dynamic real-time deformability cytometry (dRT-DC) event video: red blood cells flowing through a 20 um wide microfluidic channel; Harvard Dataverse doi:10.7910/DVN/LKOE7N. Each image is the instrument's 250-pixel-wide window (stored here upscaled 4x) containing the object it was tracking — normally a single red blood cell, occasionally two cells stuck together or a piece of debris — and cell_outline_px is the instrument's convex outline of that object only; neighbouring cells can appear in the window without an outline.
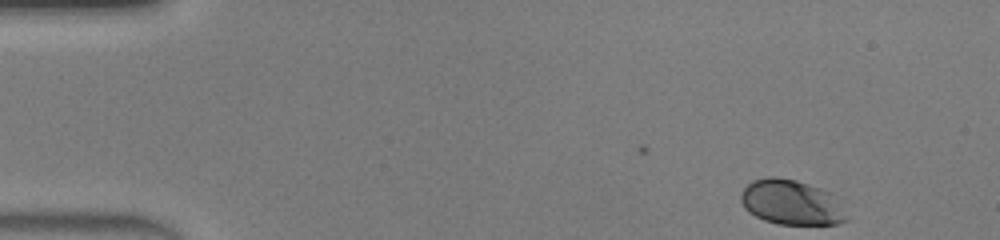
{"species": "human", "species_latin": "Homo sapiens", "temperature_condition": "warm", "stored_images_in_passage": 45, "camera_frame_rate_fps": 3000, "um_per_image_px": 0.085, "donor": {"sex": "male"}, "frame": {"image": 1, "passage_image": 1, "time_ms": 0.0, "image_size_px": [1000, 240], "cell_outline_px": [[848, 220], [836, 224], [776, 224], [764, 220], [748, 212], [744, 208], [740, 200], [740, 192], [752, 180], [768, 176], [776, 176], [796, 180], [820, 188], [824, 192]], "centroid_in_image_um": [67.09, 17.2], "position_along_channel_um": 17.9, "area_um2": 26.82}}
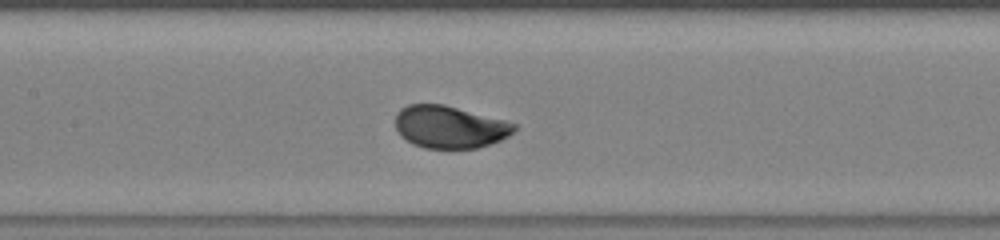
{"frame": {"image": 2, "passage_image": 20, "time_ms": 6.333, "image_size_px": [1000, 240], "cell_outline_px": [[516, 128], [508, 136], [492, 144], [476, 148], [424, 148], [412, 144], [400, 136], [396, 128], [396, 112], [400, 108], [408, 104], [444, 104], [504, 120], [516, 124]], "centroid_in_image_um": [38.19, 10.79], "position_along_channel_um": 169.2, "area_um2": 29.42}}
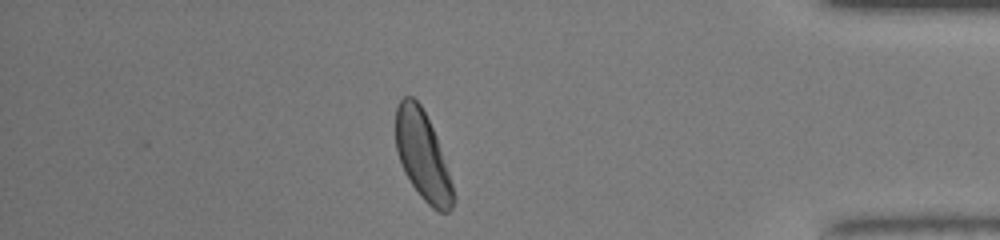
{"frame": {"image": 3, "passage_image": 39, "time_ms": 12.667, "image_size_px": [1000, 240], "cell_outline_px": [[456, 200], [452, 208], [448, 212], [440, 212], [432, 208], [420, 196], [404, 172], [396, 148], [396, 108], [400, 100], [404, 96], [412, 96], [420, 104], [436, 136], [456, 196]], "centroid_in_image_um": [35.93, 13.26], "position_along_channel_um": 399.3, "area_um2": 29.36}, "authors_computed_cell_mechanics": {"area_um2": 29.6514, "velocity_mm_per_s": 4.1886, "shape_relaxation_time_tau1_ms": 2.0454, "shape_relaxation_time_tau2_ms": null, "deformation_change_tau1": 0.1323, "deformation_change_tau2": null}}